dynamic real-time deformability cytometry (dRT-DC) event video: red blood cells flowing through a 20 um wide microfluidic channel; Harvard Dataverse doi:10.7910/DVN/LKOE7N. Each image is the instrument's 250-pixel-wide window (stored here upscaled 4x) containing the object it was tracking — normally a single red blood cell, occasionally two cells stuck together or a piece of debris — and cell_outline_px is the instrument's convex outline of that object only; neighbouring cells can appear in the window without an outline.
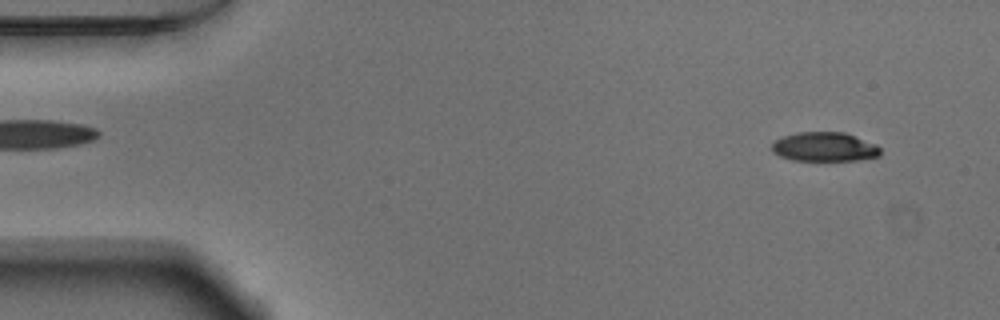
{"species": "Egyptian fruit bat (a non-hibernating species)", "species_latin": "Rousettus aegyptiacus", "temperature_condition": "warm", "stored_images_in_passage": 52, "camera_frame_rate_fps": 3000, "um_per_image_px": 0.085, "animal": {"sex": "male"}, "frame": {"image": 1, "passage_image": 4, "time_ms": 1.0, "image_size_px": [1000, 320], "cell_outline_px": [[880, 156], [860, 160], [792, 160], [780, 156], [772, 152], [772, 144], [776, 140], [784, 136], [800, 132], [844, 132], [876, 144], [880, 148]], "centroid_in_image_um": [70.09, 12.49], "position_along_channel_um": 14.9, "area_um2": 18.38}}
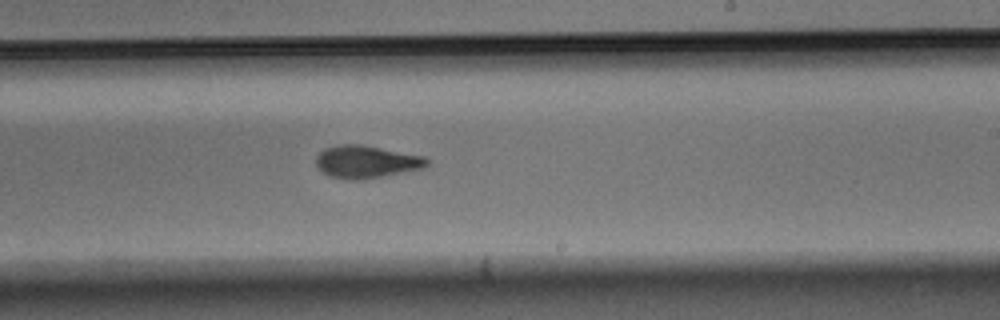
{"frame": {"image": 2, "passage_image": 31, "time_ms": 10.0, "image_size_px": [1000, 320], "cell_outline_px": [[428, 164], [424, 168], [380, 176], [356, 180], [328, 176], [316, 164], [316, 156], [324, 148], [340, 144], [360, 144], [424, 156], [428, 160]], "centroid_in_image_um": [31.12, 13.73], "position_along_channel_um": 257.9, "area_um2": 20.69}}
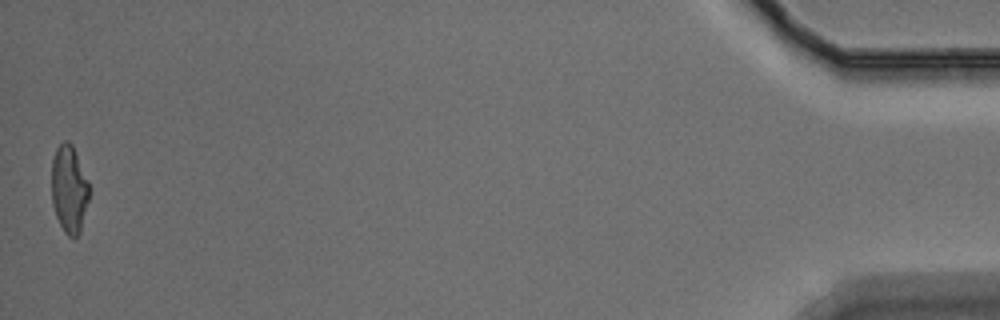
{"frame": {"image": 3, "passage_image": 52, "time_ms": 17.0, "image_size_px": [1000, 320], "cell_outline_px": [[88, 200], [80, 232], [76, 236], [68, 236], [64, 232], [56, 216], [52, 204], [52, 160], [56, 148], [64, 140], [68, 140], [72, 144], [88, 180]], "centroid_in_image_um": [5.86, 16.05], "position_along_channel_um": 429.3, "area_um2": 19.02}, "authors_computed_cell_mechanics": {"area_um2": 20.4901, "velocity_mm_per_s": 3.8253, "shape_relaxation_time_tau1_ms": 4.2749, "shape_relaxation_time_tau2_ms": 2.8854, "deformation_change_tau1": 0.1698, "deformation_change_tau2": 0.1035}}